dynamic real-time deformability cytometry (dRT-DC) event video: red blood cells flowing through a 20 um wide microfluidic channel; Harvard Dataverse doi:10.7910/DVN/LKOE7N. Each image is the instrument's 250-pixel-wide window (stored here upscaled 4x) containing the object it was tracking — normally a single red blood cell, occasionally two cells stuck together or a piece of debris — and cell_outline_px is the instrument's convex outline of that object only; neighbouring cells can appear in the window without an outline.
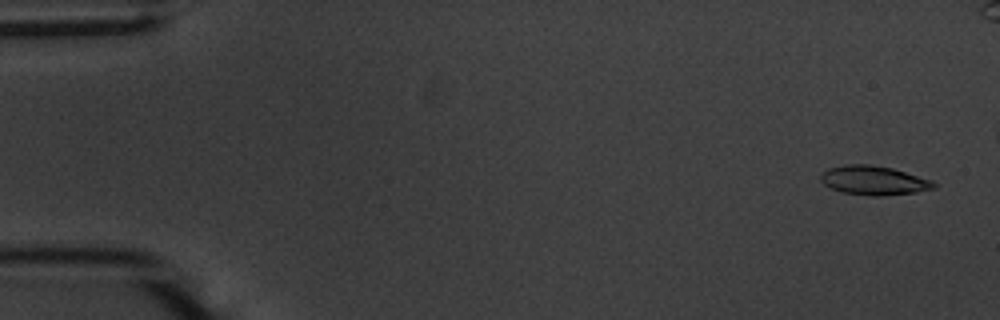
{"species": "common noctule bat (a hibernating species)", "species_latin": "Nyctalus noctula", "temperature_condition": "warm", "stored_images_in_passage": 6, "camera_frame_rate_fps": 3000, "um_per_image_px": 0.085, "animal": {"sex": "male", "body_mass_g": 20.1, "forearm_length_mm": 53.5}, "frame": {"image": 1, "passage_image": 6, "time_ms": 1.667, "image_size_px": [1000, 320], "cell_outline_px": [[936, 188], [916, 192], [880, 196], [868, 196], [844, 192], [832, 188], [824, 184], [820, 180], [820, 176], [828, 168], [844, 164], [868, 164], [892, 168], [932, 180], [936, 184]], "centroid_in_image_um": [74.28, 15.33], "position_along_channel_um": 10.7, "area_um2": 19.13}}